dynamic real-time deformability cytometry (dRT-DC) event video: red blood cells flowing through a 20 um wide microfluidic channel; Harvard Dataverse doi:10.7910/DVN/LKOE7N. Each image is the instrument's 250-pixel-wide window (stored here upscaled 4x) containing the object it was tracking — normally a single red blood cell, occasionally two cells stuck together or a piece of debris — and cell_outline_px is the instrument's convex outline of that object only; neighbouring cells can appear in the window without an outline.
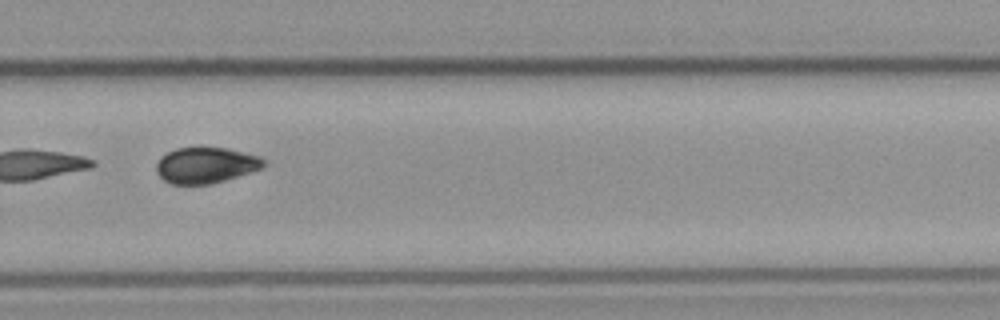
{"species": "common noctule bat (a hibernating species)", "species_latin": "Nyctalus noctula", "temperature_condition": "cold", "stored_images_in_passage": 10, "camera_frame_rate_fps": 3000, "um_per_image_px": 0.085, "animal": {"sex": "male", "body_mass_g": 23.1, "forearm_length_mm": 52.7}, "frame": {"image": 1, "passage_image": 10, "time_ms": 11.333, "image_size_px": [1000, 320], "cell_outline_px": [[268, 164], [260, 168], [212, 184], [172, 184], [164, 180], [156, 172], [156, 164], [160, 156], [176, 148], [228, 148], [260, 156], [268, 160]], "centroid_in_image_um": [17.5, 14.03], "position_along_channel_um": 312.3, "area_um2": 22.43}}